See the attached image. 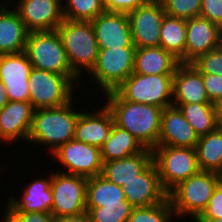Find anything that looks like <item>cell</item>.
<instances>
[{
	"label": "cell",
	"mask_w": 222,
	"mask_h": 222,
	"mask_svg": "<svg viewBox=\"0 0 222 222\" xmlns=\"http://www.w3.org/2000/svg\"><path fill=\"white\" fill-rule=\"evenodd\" d=\"M6 211L4 222H54L55 220L53 214L47 212H10L8 209Z\"/></svg>",
	"instance_id": "obj_36"
},
{
	"label": "cell",
	"mask_w": 222,
	"mask_h": 222,
	"mask_svg": "<svg viewBox=\"0 0 222 222\" xmlns=\"http://www.w3.org/2000/svg\"><path fill=\"white\" fill-rule=\"evenodd\" d=\"M200 17L208 19L222 29V0H202Z\"/></svg>",
	"instance_id": "obj_39"
},
{
	"label": "cell",
	"mask_w": 222,
	"mask_h": 222,
	"mask_svg": "<svg viewBox=\"0 0 222 222\" xmlns=\"http://www.w3.org/2000/svg\"><path fill=\"white\" fill-rule=\"evenodd\" d=\"M126 200L122 187L101 175L88 178L86 207H102V204H121Z\"/></svg>",
	"instance_id": "obj_30"
},
{
	"label": "cell",
	"mask_w": 222,
	"mask_h": 222,
	"mask_svg": "<svg viewBox=\"0 0 222 222\" xmlns=\"http://www.w3.org/2000/svg\"><path fill=\"white\" fill-rule=\"evenodd\" d=\"M32 65L25 52L0 55V80L9 101L29 102V75Z\"/></svg>",
	"instance_id": "obj_14"
},
{
	"label": "cell",
	"mask_w": 222,
	"mask_h": 222,
	"mask_svg": "<svg viewBox=\"0 0 222 222\" xmlns=\"http://www.w3.org/2000/svg\"><path fill=\"white\" fill-rule=\"evenodd\" d=\"M64 19L72 21H92L106 11L103 0H64Z\"/></svg>",
	"instance_id": "obj_31"
},
{
	"label": "cell",
	"mask_w": 222,
	"mask_h": 222,
	"mask_svg": "<svg viewBox=\"0 0 222 222\" xmlns=\"http://www.w3.org/2000/svg\"><path fill=\"white\" fill-rule=\"evenodd\" d=\"M222 44V29L203 17L186 20L185 63H192L199 56Z\"/></svg>",
	"instance_id": "obj_17"
},
{
	"label": "cell",
	"mask_w": 222,
	"mask_h": 222,
	"mask_svg": "<svg viewBox=\"0 0 222 222\" xmlns=\"http://www.w3.org/2000/svg\"><path fill=\"white\" fill-rule=\"evenodd\" d=\"M122 189L126 200L134 208L150 207L168 198V193L161 185L154 162L134 179L126 182Z\"/></svg>",
	"instance_id": "obj_15"
},
{
	"label": "cell",
	"mask_w": 222,
	"mask_h": 222,
	"mask_svg": "<svg viewBox=\"0 0 222 222\" xmlns=\"http://www.w3.org/2000/svg\"><path fill=\"white\" fill-rule=\"evenodd\" d=\"M63 0H19L15 10L29 32L53 31L64 21Z\"/></svg>",
	"instance_id": "obj_13"
},
{
	"label": "cell",
	"mask_w": 222,
	"mask_h": 222,
	"mask_svg": "<svg viewBox=\"0 0 222 222\" xmlns=\"http://www.w3.org/2000/svg\"><path fill=\"white\" fill-rule=\"evenodd\" d=\"M113 125V115L106 105L97 112L82 111L75 125L74 139L101 149Z\"/></svg>",
	"instance_id": "obj_21"
},
{
	"label": "cell",
	"mask_w": 222,
	"mask_h": 222,
	"mask_svg": "<svg viewBox=\"0 0 222 222\" xmlns=\"http://www.w3.org/2000/svg\"><path fill=\"white\" fill-rule=\"evenodd\" d=\"M54 222H90V218L86 212L75 216L55 217Z\"/></svg>",
	"instance_id": "obj_41"
},
{
	"label": "cell",
	"mask_w": 222,
	"mask_h": 222,
	"mask_svg": "<svg viewBox=\"0 0 222 222\" xmlns=\"http://www.w3.org/2000/svg\"><path fill=\"white\" fill-rule=\"evenodd\" d=\"M133 44L136 48L160 45V29L165 16L162 1L149 0L127 13Z\"/></svg>",
	"instance_id": "obj_12"
},
{
	"label": "cell",
	"mask_w": 222,
	"mask_h": 222,
	"mask_svg": "<svg viewBox=\"0 0 222 222\" xmlns=\"http://www.w3.org/2000/svg\"><path fill=\"white\" fill-rule=\"evenodd\" d=\"M133 206L127 201L121 204H102V207H86L90 222H128Z\"/></svg>",
	"instance_id": "obj_32"
},
{
	"label": "cell",
	"mask_w": 222,
	"mask_h": 222,
	"mask_svg": "<svg viewBox=\"0 0 222 222\" xmlns=\"http://www.w3.org/2000/svg\"><path fill=\"white\" fill-rule=\"evenodd\" d=\"M207 96L211 103L216 104L222 99V75L201 73Z\"/></svg>",
	"instance_id": "obj_38"
},
{
	"label": "cell",
	"mask_w": 222,
	"mask_h": 222,
	"mask_svg": "<svg viewBox=\"0 0 222 222\" xmlns=\"http://www.w3.org/2000/svg\"><path fill=\"white\" fill-rule=\"evenodd\" d=\"M149 0H103L106 11L128 13Z\"/></svg>",
	"instance_id": "obj_40"
},
{
	"label": "cell",
	"mask_w": 222,
	"mask_h": 222,
	"mask_svg": "<svg viewBox=\"0 0 222 222\" xmlns=\"http://www.w3.org/2000/svg\"><path fill=\"white\" fill-rule=\"evenodd\" d=\"M56 30L61 37L72 70L79 77L83 75L82 69L89 73L96 65L99 53L91 22L64 19Z\"/></svg>",
	"instance_id": "obj_4"
},
{
	"label": "cell",
	"mask_w": 222,
	"mask_h": 222,
	"mask_svg": "<svg viewBox=\"0 0 222 222\" xmlns=\"http://www.w3.org/2000/svg\"><path fill=\"white\" fill-rule=\"evenodd\" d=\"M195 149L200 170L222 175V128L200 136Z\"/></svg>",
	"instance_id": "obj_27"
},
{
	"label": "cell",
	"mask_w": 222,
	"mask_h": 222,
	"mask_svg": "<svg viewBox=\"0 0 222 222\" xmlns=\"http://www.w3.org/2000/svg\"><path fill=\"white\" fill-rule=\"evenodd\" d=\"M28 35L17 11L0 4V55L24 52Z\"/></svg>",
	"instance_id": "obj_23"
},
{
	"label": "cell",
	"mask_w": 222,
	"mask_h": 222,
	"mask_svg": "<svg viewBox=\"0 0 222 222\" xmlns=\"http://www.w3.org/2000/svg\"><path fill=\"white\" fill-rule=\"evenodd\" d=\"M79 78L32 68L29 75V102L34 109L64 106L73 100L74 82L77 83Z\"/></svg>",
	"instance_id": "obj_7"
},
{
	"label": "cell",
	"mask_w": 222,
	"mask_h": 222,
	"mask_svg": "<svg viewBox=\"0 0 222 222\" xmlns=\"http://www.w3.org/2000/svg\"><path fill=\"white\" fill-rule=\"evenodd\" d=\"M153 162V152L145 148L142 152L123 159L103 162L101 176L122 187L142 173Z\"/></svg>",
	"instance_id": "obj_24"
},
{
	"label": "cell",
	"mask_w": 222,
	"mask_h": 222,
	"mask_svg": "<svg viewBox=\"0 0 222 222\" xmlns=\"http://www.w3.org/2000/svg\"><path fill=\"white\" fill-rule=\"evenodd\" d=\"M173 75H143L132 73L115 92L129 102L158 106H172Z\"/></svg>",
	"instance_id": "obj_6"
},
{
	"label": "cell",
	"mask_w": 222,
	"mask_h": 222,
	"mask_svg": "<svg viewBox=\"0 0 222 222\" xmlns=\"http://www.w3.org/2000/svg\"><path fill=\"white\" fill-rule=\"evenodd\" d=\"M73 103L71 100L61 107L35 109L27 142L45 144L53 153L59 146L74 139L80 112L74 111Z\"/></svg>",
	"instance_id": "obj_2"
},
{
	"label": "cell",
	"mask_w": 222,
	"mask_h": 222,
	"mask_svg": "<svg viewBox=\"0 0 222 222\" xmlns=\"http://www.w3.org/2000/svg\"><path fill=\"white\" fill-rule=\"evenodd\" d=\"M169 198L150 207L133 208L128 222H172L175 217Z\"/></svg>",
	"instance_id": "obj_33"
},
{
	"label": "cell",
	"mask_w": 222,
	"mask_h": 222,
	"mask_svg": "<svg viewBox=\"0 0 222 222\" xmlns=\"http://www.w3.org/2000/svg\"><path fill=\"white\" fill-rule=\"evenodd\" d=\"M34 180L26 185L21 199L10 196L6 209L10 212H47L51 213L53 195L51 188V177Z\"/></svg>",
	"instance_id": "obj_22"
},
{
	"label": "cell",
	"mask_w": 222,
	"mask_h": 222,
	"mask_svg": "<svg viewBox=\"0 0 222 222\" xmlns=\"http://www.w3.org/2000/svg\"><path fill=\"white\" fill-rule=\"evenodd\" d=\"M24 52L33 68L63 76H78L69 64L57 30L29 32Z\"/></svg>",
	"instance_id": "obj_5"
},
{
	"label": "cell",
	"mask_w": 222,
	"mask_h": 222,
	"mask_svg": "<svg viewBox=\"0 0 222 222\" xmlns=\"http://www.w3.org/2000/svg\"><path fill=\"white\" fill-rule=\"evenodd\" d=\"M200 73L222 75V44L192 62Z\"/></svg>",
	"instance_id": "obj_35"
},
{
	"label": "cell",
	"mask_w": 222,
	"mask_h": 222,
	"mask_svg": "<svg viewBox=\"0 0 222 222\" xmlns=\"http://www.w3.org/2000/svg\"><path fill=\"white\" fill-rule=\"evenodd\" d=\"M34 110L30 102L9 101L0 110V140L10 144L27 141Z\"/></svg>",
	"instance_id": "obj_18"
},
{
	"label": "cell",
	"mask_w": 222,
	"mask_h": 222,
	"mask_svg": "<svg viewBox=\"0 0 222 222\" xmlns=\"http://www.w3.org/2000/svg\"><path fill=\"white\" fill-rule=\"evenodd\" d=\"M52 155L67 168L66 174L86 178L101 174L103 166L101 149L90 144L72 139L59 146Z\"/></svg>",
	"instance_id": "obj_11"
},
{
	"label": "cell",
	"mask_w": 222,
	"mask_h": 222,
	"mask_svg": "<svg viewBox=\"0 0 222 222\" xmlns=\"http://www.w3.org/2000/svg\"><path fill=\"white\" fill-rule=\"evenodd\" d=\"M179 60L162 47L136 48L133 73L143 75L174 74Z\"/></svg>",
	"instance_id": "obj_25"
},
{
	"label": "cell",
	"mask_w": 222,
	"mask_h": 222,
	"mask_svg": "<svg viewBox=\"0 0 222 222\" xmlns=\"http://www.w3.org/2000/svg\"><path fill=\"white\" fill-rule=\"evenodd\" d=\"M216 116L219 128H222V99L215 104Z\"/></svg>",
	"instance_id": "obj_43"
},
{
	"label": "cell",
	"mask_w": 222,
	"mask_h": 222,
	"mask_svg": "<svg viewBox=\"0 0 222 222\" xmlns=\"http://www.w3.org/2000/svg\"><path fill=\"white\" fill-rule=\"evenodd\" d=\"M196 222H222V218L220 219H196Z\"/></svg>",
	"instance_id": "obj_44"
},
{
	"label": "cell",
	"mask_w": 222,
	"mask_h": 222,
	"mask_svg": "<svg viewBox=\"0 0 222 222\" xmlns=\"http://www.w3.org/2000/svg\"><path fill=\"white\" fill-rule=\"evenodd\" d=\"M172 105L188 103H211L202 74L192 63H179L173 75Z\"/></svg>",
	"instance_id": "obj_20"
},
{
	"label": "cell",
	"mask_w": 222,
	"mask_h": 222,
	"mask_svg": "<svg viewBox=\"0 0 222 222\" xmlns=\"http://www.w3.org/2000/svg\"><path fill=\"white\" fill-rule=\"evenodd\" d=\"M198 140L199 136L178 107L172 105L162 109L157 146L196 148Z\"/></svg>",
	"instance_id": "obj_19"
},
{
	"label": "cell",
	"mask_w": 222,
	"mask_h": 222,
	"mask_svg": "<svg viewBox=\"0 0 222 222\" xmlns=\"http://www.w3.org/2000/svg\"><path fill=\"white\" fill-rule=\"evenodd\" d=\"M221 181L222 175L200 170L180 182L168 193L174 214L179 216L178 218L189 215L195 221L206 209Z\"/></svg>",
	"instance_id": "obj_3"
},
{
	"label": "cell",
	"mask_w": 222,
	"mask_h": 222,
	"mask_svg": "<svg viewBox=\"0 0 222 222\" xmlns=\"http://www.w3.org/2000/svg\"><path fill=\"white\" fill-rule=\"evenodd\" d=\"M173 106L180 109L199 137L213 132L219 127L213 103H188Z\"/></svg>",
	"instance_id": "obj_29"
},
{
	"label": "cell",
	"mask_w": 222,
	"mask_h": 222,
	"mask_svg": "<svg viewBox=\"0 0 222 222\" xmlns=\"http://www.w3.org/2000/svg\"><path fill=\"white\" fill-rule=\"evenodd\" d=\"M144 149L133 135L114 124L107 140L101 148V158L103 162L123 159L140 153Z\"/></svg>",
	"instance_id": "obj_26"
},
{
	"label": "cell",
	"mask_w": 222,
	"mask_h": 222,
	"mask_svg": "<svg viewBox=\"0 0 222 222\" xmlns=\"http://www.w3.org/2000/svg\"><path fill=\"white\" fill-rule=\"evenodd\" d=\"M165 14L182 19L200 16L202 0H161Z\"/></svg>",
	"instance_id": "obj_34"
},
{
	"label": "cell",
	"mask_w": 222,
	"mask_h": 222,
	"mask_svg": "<svg viewBox=\"0 0 222 222\" xmlns=\"http://www.w3.org/2000/svg\"><path fill=\"white\" fill-rule=\"evenodd\" d=\"M136 47L99 49L96 65L88 73L106 93L115 91L134 71Z\"/></svg>",
	"instance_id": "obj_9"
},
{
	"label": "cell",
	"mask_w": 222,
	"mask_h": 222,
	"mask_svg": "<svg viewBox=\"0 0 222 222\" xmlns=\"http://www.w3.org/2000/svg\"><path fill=\"white\" fill-rule=\"evenodd\" d=\"M9 102L6 88L0 80V110Z\"/></svg>",
	"instance_id": "obj_42"
},
{
	"label": "cell",
	"mask_w": 222,
	"mask_h": 222,
	"mask_svg": "<svg viewBox=\"0 0 222 222\" xmlns=\"http://www.w3.org/2000/svg\"><path fill=\"white\" fill-rule=\"evenodd\" d=\"M54 217L75 216L86 213V192L88 178L53 172L51 175Z\"/></svg>",
	"instance_id": "obj_10"
},
{
	"label": "cell",
	"mask_w": 222,
	"mask_h": 222,
	"mask_svg": "<svg viewBox=\"0 0 222 222\" xmlns=\"http://www.w3.org/2000/svg\"><path fill=\"white\" fill-rule=\"evenodd\" d=\"M152 152L161 185L167 193L200 171L195 148L157 146Z\"/></svg>",
	"instance_id": "obj_8"
},
{
	"label": "cell",
	"mask_w": 222,
	"mask_h": 222,
	"mask_svg": "<svg viewBox=\"0 0 222 222\" xmlns=\"http://www.w3.org/2000/svg\"><path fill=\"white\" fill-rule=\"evenodd\" d=\"M186 19L165 14L160 29V47L170 52L179 63H185Z\"/></svg>",
	"instance_id": "obj_28"
},
{
	"label": "cell",
	"mask_w": 222,
	"mask_h": 222,
	"mask_svg": "<svg viewBox=\"0 0 222 222\" xmlns=\"http://www.w3.org/2000/svg\"><path fill=\"white\" fill-rule=\"evenodd\" d=\"M91 24L99 49L135 47L127 13L105 11Z\"/></svg>",
	"instance_id": "obj_16"
},
{
	"label": "cell",
	"mask_w": 222,
	"mask_h": 222,
	"mask_svg": "<svg viewBox=\"0 0 222 222\" xmlns=\"http://www.w3.org/2000/svg\"><path fill=\"white\" fill-rule=\"evenodd\" d=\"M222 218V181L217 185L206 209L197 219H220Z\"/></svg>",
	"instance_id": "obj_37"
},
{
	"label": "cell",
	"mask_w": 222,
	"mask_h": 222,
	"mask_svg": "<svg viewBox=\"0 0 222 222\" xmlns=\"http://www.w3.org/2000/svg\"><path fill=\"white\" fill-rule=\"evenodd\" d=\"M105 97L116 126L127 130L144 148L157 147L162 108L123 100L115 91L106 93Z\"/></svg>",
	"instance_id": "obj_1"
}]
</instances>
